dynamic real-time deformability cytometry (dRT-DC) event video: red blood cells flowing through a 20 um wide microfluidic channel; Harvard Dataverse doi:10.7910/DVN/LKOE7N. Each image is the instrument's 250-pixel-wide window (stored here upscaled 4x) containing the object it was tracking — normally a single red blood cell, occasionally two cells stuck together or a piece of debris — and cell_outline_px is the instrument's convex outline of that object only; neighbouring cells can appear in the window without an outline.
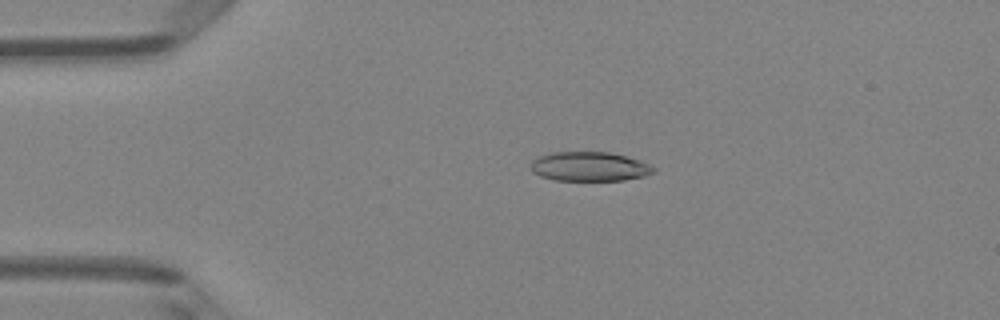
{"species": "Egyptian fruit bat (a non-hibernating species)", "species_latin": "Rousettus aegyptiacus", "temperature_condition": "room temperature", "stored_images_in_passage": 5, "camera_frame_rate_fps": 3000, "um_per_image_px": 0.085, "animal": {"sex": "female"}, "frame": {"image": 1, "passage_image": 4, "time_ms": 3.333, "image_size_px": [1000, 320], "cell_outline_px": [[656, 172], [644, 176], [624, 180], [552, 180], [540, 176], [532, 172], [528, 164], [536, 156], [548, 152], [608, 152], [640, 160], [656, 168]], "centroid_in_image_um": [50.04, 14.15], "position_along_channel_um": 35.0, "area_um2": 21.27}}